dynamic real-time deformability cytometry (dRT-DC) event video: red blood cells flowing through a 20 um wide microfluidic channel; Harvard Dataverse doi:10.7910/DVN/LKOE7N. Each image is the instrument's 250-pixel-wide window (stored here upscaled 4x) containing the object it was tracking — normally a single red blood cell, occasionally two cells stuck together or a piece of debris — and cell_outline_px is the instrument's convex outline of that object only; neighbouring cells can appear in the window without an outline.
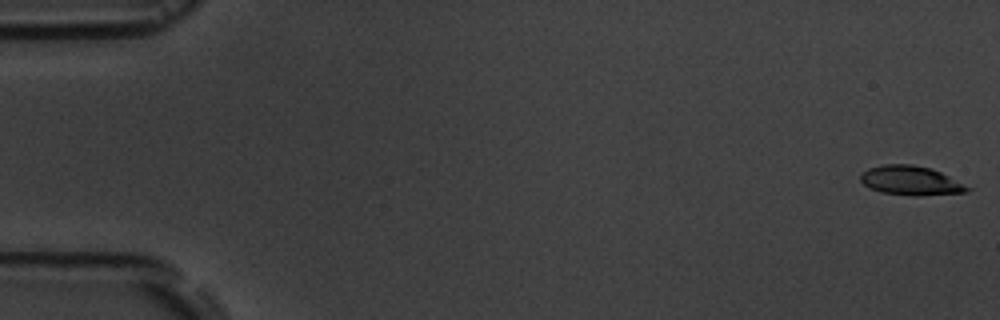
{"species": "common noctule bat (a hibernating species)", "species_latin": "Nyctalus noctula", "temperature_condition": "room temperature", "stored_images_in_passage": 17, "camera_frame_rate_fps": 3000, "um_per_image_px": 0.085, "animal": {"sex": "male", "body_mass_g": 19.5, "forearm_length_mm": 54.6}, "frame": {"image": 1, "passage_image": 1, "time_ms": 0.0, "image_size_px": [1000, 320], "cell_outline_px": [[972, 188], [968, 192], [916, 196], [880, 192], [864, 184], [860, 180], [860, 172], [868, 168], [884, 164], [912, 164], [932, 168]], "centroid_in_image_um": [77.4, 15.34], "position_along_channel_um": 7.6, "area_um2": 18.21}}
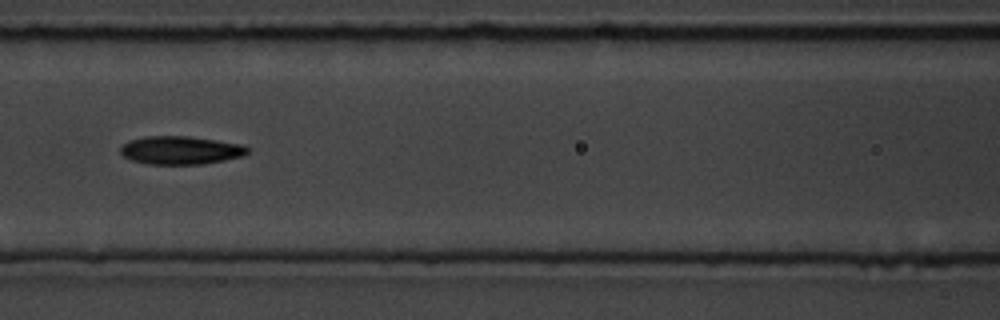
{"frame": {"image": 2, "passage_image": 8, "time_ms": 8.0, "image_size_px": [1000, 320], "cell_outline_px": [[248, 152], [240, 156], [224, 160], [204, 164], [148, 164], [132, 160], [124, 156], [120, 152], [120, 148], [124, 144], [132, 140], [144, 136], [188, 136], [216, 140], [240, 144], [248, 148]], "centroid_in_image_um": [15.33, 12.77], "position_along_channel_um": 151.3, "area_um2": 20.63}}
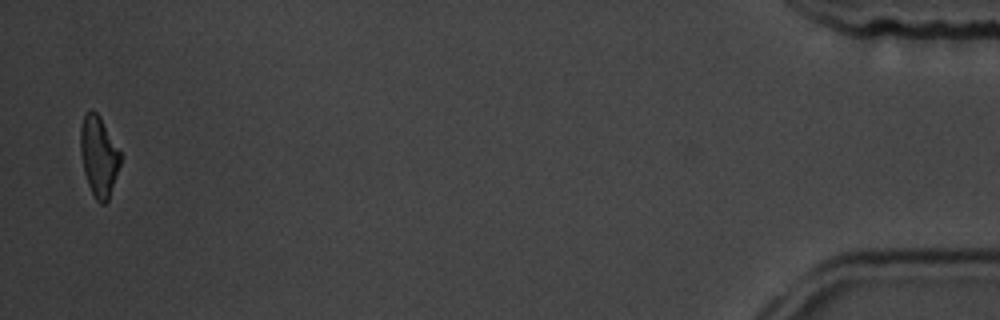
{"frame": {"image": 3, "passage_image": 17, "time_ms": 18.0, "image_size_px": [1000, 320], "cell_outline_px": [[120, 164], [108, 200], [104, 204], [100, 204], [96, 200], [88, 184], [84, 172], [80, 152], [80, 128], [84, 112], [92, 108], [100, 116], [120, 152]], "centroid_in_image_um": [8.37, 13.24], "position_along_channel_um": 426.8, "area_um2": 18.61}, "authors_computed_cell_mechanics": {"area_um2": 19.8254, "velocity_mm_per_s": 3.6577, "shape_relaxation_time_tau1_ms": 6.602, "shape_relaxation_time_tau2_ms": 8.1256, "deformation_change_tau1": 0.128, "deformation_change_tau2": 0.1505}}